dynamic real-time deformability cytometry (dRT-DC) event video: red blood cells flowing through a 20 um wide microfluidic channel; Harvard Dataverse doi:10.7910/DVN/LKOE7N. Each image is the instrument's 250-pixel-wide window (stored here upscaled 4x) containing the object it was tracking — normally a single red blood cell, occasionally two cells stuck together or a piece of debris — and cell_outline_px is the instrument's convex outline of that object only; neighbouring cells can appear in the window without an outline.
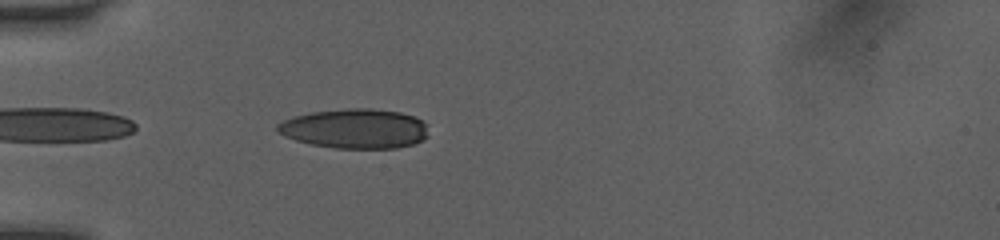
{"species": "human", "species_latin": "Homo sapiens", "temperature_condition": "room temperature", "stored_images_in_passage": 35, "camera_frame_rate_fps": 3000, "um_per_image_px": 0.085, "donor": {"sex": "female"}, "frame": {"image": 1, "passage_image": 2, "time_ms": 0.333, "image_size_px": [1000, 240], "cell_outline_px": [[428, 136], [424, 140], [412, 144], [396, 148], [336, 148], [312, 144], [296, 140], [284, 136], [276, 128], [276, 124], [292, 116], [312, 112], [348, 108], [372, 108], [400, 112], [412, 116], [428, 124]], "centroid_in_image_um": [30.19, 10.93], "position_along_channel_um": 54.8, "area_um2": 34.97}}
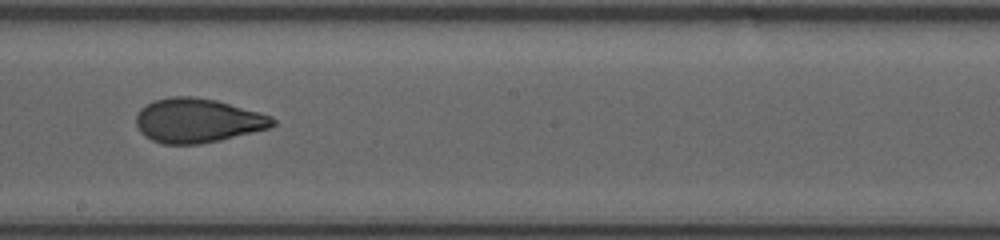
{"frame": {"image": 2, "passage_image": 16, "time_ms": 5.0, "image_size_px": [1000, 240], "cell_outline_px": [[276, 124], [268, 128], [220, 140], [200, 144], [164, 144], [152, 140], [144, 136], [140, 132], [136, 124], [136, 116], [140, 108], [152, 100], [172, 96], [192, 96], [216, 100], [272, 116], [276, 120]], "centroid_in_image_um": [16.76, 10.24], "position_along_channel_um": 231.4, "area_um2": 35.2}}
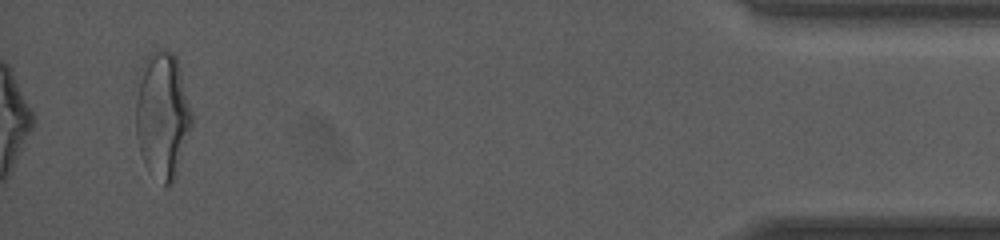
{"frame": {"image": 3, "passage_image": 35, "time_ms": 11.333, "image_size_px": [1000, 240], "cell_outline_px": [[192, 124], [176, 176], [172, 184], [164, 184], [144, 164], [140, 152], [136, 136], [136, 76], [144, 60], [152, 52], [160, 48], [168, 48], [176, 56], [180, 68], [192, 112]], "centroid_in_image_um": [13.78, 9.71], "position_along_channel_um": 421.4, "area_um2": 41.62}, "authors_computed_cell_mechanics": {"area_um2": 35.6048, "velocity_mm_per_s": 4.0767, "shape_relaxation_time_tau1_ms": 5.8272, "shape_relaxation_time_tau2_ms": 1.3427, "deformation_change_tau1": 0.2087, "deformation_change_tau2": 0.0749}}